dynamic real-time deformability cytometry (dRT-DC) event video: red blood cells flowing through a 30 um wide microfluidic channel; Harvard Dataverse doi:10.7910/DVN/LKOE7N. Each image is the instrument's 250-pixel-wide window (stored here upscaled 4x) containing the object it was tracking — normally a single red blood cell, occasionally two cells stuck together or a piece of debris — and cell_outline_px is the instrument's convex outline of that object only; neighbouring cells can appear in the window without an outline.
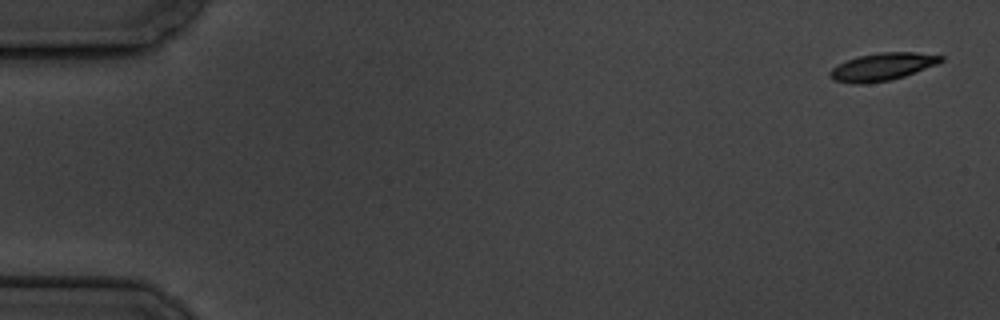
{"species": "common noctule bat (a hibernating species)", "species_latin": "Nyctalus noctula", "temperature_condition": "cold", "stored_images_in_passage": 6, "camera_frame_rate_fps": 3000, "um_per_image_px": 0.085, "animal": {"sex": "male", "body_mass_g": 19.5, "forearm_length_mm": 54.6}, "frame": {"image": 1, "passage_image": 1, "time_ms": 0.0, "image_size_px": [1000, 320], "cell_outline_px": [[944, 60], [936, 64], [904, 76], [888, 80], [864, 84], [852, 84], [832, 80], [828, 76], [828, 72], [832, 68], [856, 56], [880, 52], [916, 52], [944, 56]], "centroid_in_image_um": [74.96, 5.68], "position_along_channel_um": 10.0, "area_um2": 17.8}}
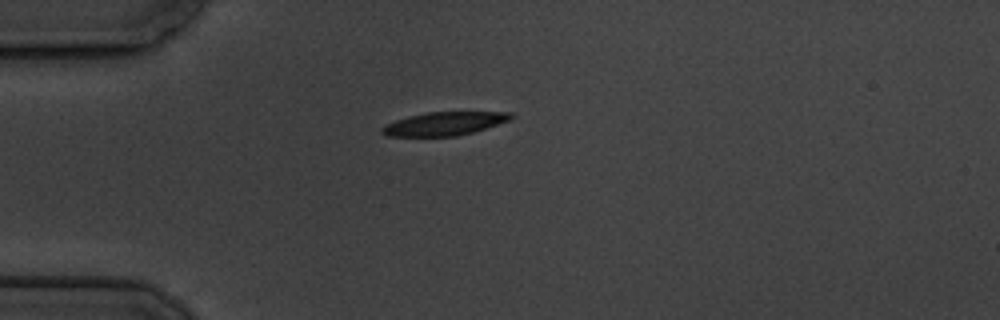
{"frame": {"image": 2, "passage_image": 5, "time_ms": 4.667, "image_size_px": [1000, 320], "cell_outline_px": [[516, 116], [512, 120], [472, 132], [456, 136], [388, 136], [380, 132], [380, 128], [396, 120], [408, 116], [428, 112], [512, 112]], "centroid_in_image_um": [37.81, 10.5], "position_along_channel_um": 47.2, "area_um2": 17.57}}